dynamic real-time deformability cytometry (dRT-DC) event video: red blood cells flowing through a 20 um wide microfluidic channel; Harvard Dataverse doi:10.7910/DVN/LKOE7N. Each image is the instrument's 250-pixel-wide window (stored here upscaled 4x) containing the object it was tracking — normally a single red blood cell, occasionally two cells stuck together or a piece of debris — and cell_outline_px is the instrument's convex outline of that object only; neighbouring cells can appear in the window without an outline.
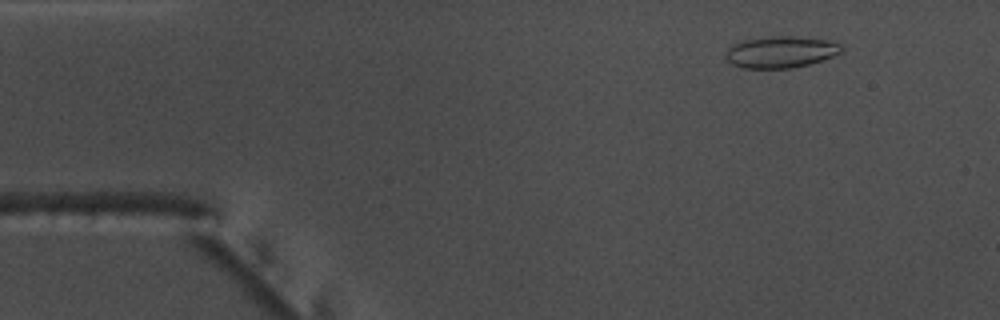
{"species": "common noctule bat (a hibernating species)", "species_latin": "Nyctalus noctula", "temperature_condition": "warm", "stored_images_in_passage": 54, "camera_frame_rate_fps": 3000, "um_per_image_px": 0.085, "animal": {"sex": "male", "body_mass_g": 17.5, "forearm_length_mm": 52.3}, "frame": {"image": 1, "passage_image": 6, "time_ms": 1.667, "image_size_px": [1000, 320], "cell_outline_px": [[844, 52], [808, 64], [792, 68], [744, 68], [732, 64], [724, 56], [728, 48], [732, 44], [744, 40], [768, 36], [792, 36], [828, 40], [844, 44]], "centroid_in_image_um": [66.39, 4.41], "position_along_channel_um": 18.6, "area_um2": 21.44}}
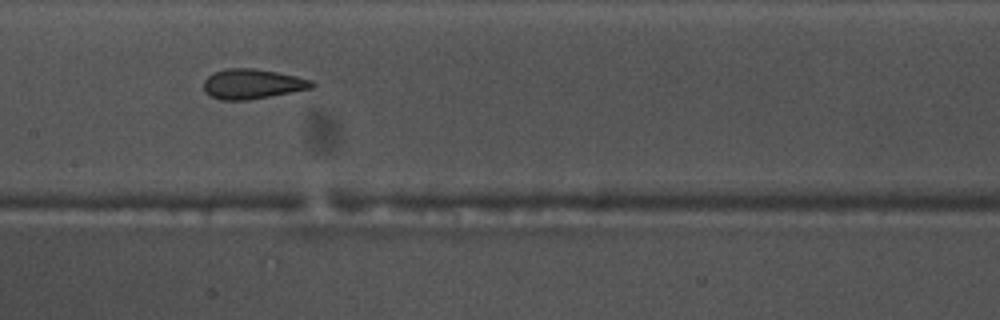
{"frame": {"image": 2, "passage_image": 26, "time_ms": 8.333, "image_size_px": [1000, 320], "cell_outline_px": [[316, 84], [312, 88], [248, 100], [220, 100], [204, 92], [204, 80], [212, 72], [228, 68], [252, 68], [276, 72], [296, 76], [312, 80]], "centroid_in_image_um": [21.43, 7.13], "position_along_channel_um": 186.0, "area_um2": 18.79}}
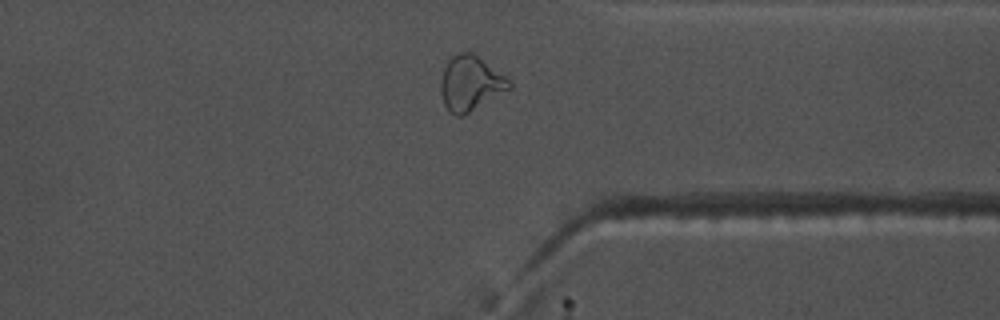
{"frame": {"image": 3, "passage_image": 41, "time_ms": 13.333, "image_size_px": [1000, 320], "cell_outline_px": [[512, 88], [464, 116], [456, 116], [444, 104], [440, 92], [440, 80], [444, 68], [448, 60], [456, 52], [472, 52], [504, 76], [512, 84]], "centroid_in_image_um": [39.97, 7.09], "position_along_channel_um": 371.4, "area_um2": 21.79}, "authors_computed_cell_mechanics": {"area_um2": 20.3167, "velocity_mm_per_s": 3.7761, "shape_relaxation_time_tau1_ms": 8.6628, "shape_relaxation_time_tau2_ms": 1.7229, "deformation_change_tau1": 0.2189, "deformation_change_tau2": 0.0963}}